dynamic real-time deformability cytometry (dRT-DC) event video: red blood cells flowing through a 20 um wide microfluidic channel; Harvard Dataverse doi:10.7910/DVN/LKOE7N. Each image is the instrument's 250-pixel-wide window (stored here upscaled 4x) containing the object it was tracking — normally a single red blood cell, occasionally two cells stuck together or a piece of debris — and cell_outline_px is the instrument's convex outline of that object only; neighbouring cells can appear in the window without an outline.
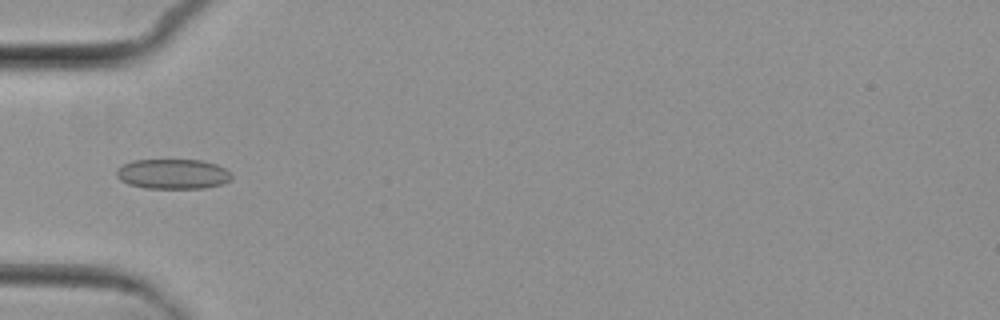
{"species": "common noctule bat (a hibernating species)", "species_latin": "Nyctalus noctula", "temperature_condition": "cold", "stored_images_in_passage": 8, "camera_frame_rate_fps": 3000, "um_per_image_px": 0.085, "animal": {"sex": "female", "body_mass_g": 29.2, "forearm_length_mm": 56.3}, "frame": {"image": 1, "passage_image": 5, "time_ms": 5.667, "image_size_px": [1000, 320], "cell_outline_px": [[232, 180], [220, 184], [204, 188], [144, 188], [128, 184], [120, 180], [116, 176], [116, 168], [132, 160], [200, 160], [216, 164], [232, 172]], "centroid_in_image_um": [14.68, 14.79], "position_along_channel_um": 70.3, "area_um2": 20.23}}
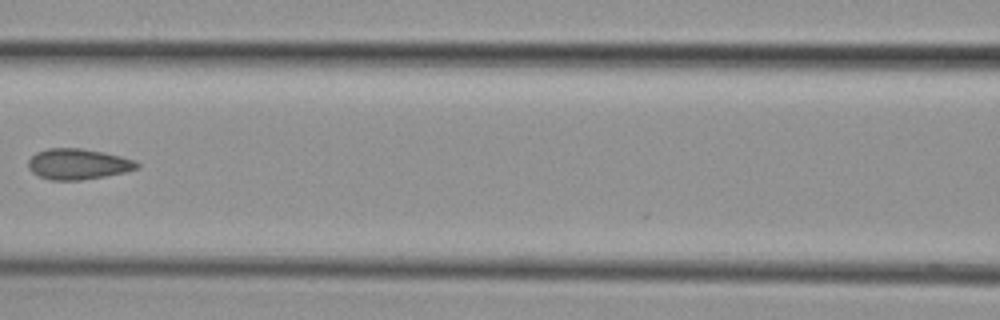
{"frame": {"image": 2, "passage_image": 7, "time_ms": 8.0, "image_size_px": [1000, 320], "cell_outline_px": [[140, 164], [136, 168], [124, 172], [104, 176], [80, 180], [48, 180], [32, 172], [28, 168], [28, 160], [36, 152], [48, 148], [80, 148], [104, 152], [120, 156], [132, 160]], "centroid_in_image_um": [6.58, 13.94], "position_along_channel_um": 160.0, "area_um2": 19.31}}
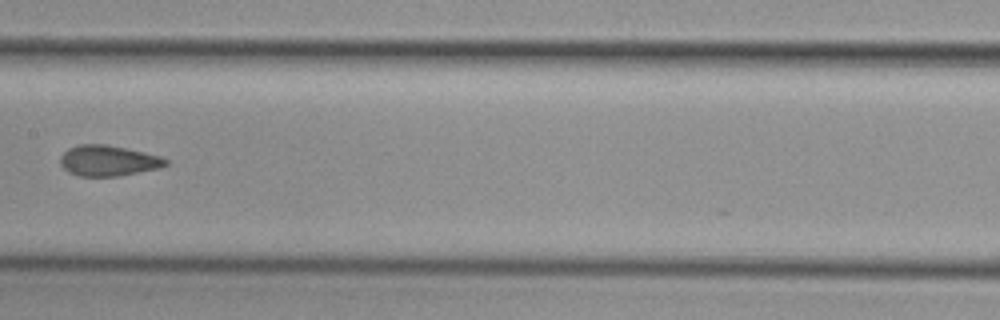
{"frame": {"image": 3, "passage_image": 8, "time_ms": 9.0, "image_size_px": [1000, 320], "cell_outline_px": [[168, 164], [160, 168], [120, 176], [80, 176], [68, 172], [60, 164], [60, 156], [68, 148], [80, 144], [108, 144], [160, 156], [168, 160]], "centroid_in_image_um": [9.19, 13.66], "position_along_channel_um": 198.2, "area_um2": 18.9}}